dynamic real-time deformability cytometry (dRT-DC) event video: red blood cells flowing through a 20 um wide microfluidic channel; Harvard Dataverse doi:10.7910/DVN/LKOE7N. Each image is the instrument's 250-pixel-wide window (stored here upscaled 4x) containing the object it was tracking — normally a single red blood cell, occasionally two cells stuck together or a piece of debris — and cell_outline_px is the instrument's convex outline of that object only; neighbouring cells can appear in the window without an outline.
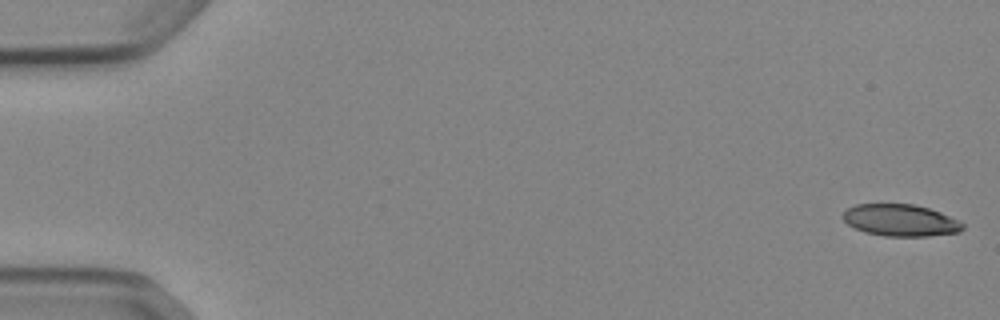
{"species": "Egyptian fruit bat (a non-hibernating species)", "species_latin": "Rousettus aegyptiacus", "temperature_condition": "cold", "stored_images_in_passage": 52, "camera_frame_rate_fps": 3000, "um_per_image_px": 0.085, "animal": {"sex": "female"}, "frame": {"image": 1, "passage_image": 1, "time_ms": 0.0, "image_size_px": [1000, 320], "cell_outline_px": [[964, 228], [960, 232], [928, 236], [884, 236], [864, 232], [848, 224], [840, 216], [848, 208], [856, 204], [912, 204], [928, 208], [940, 212], [964, 224]], "centroid_in_image_um": [76.52, 18.73], "position_along_channel_um": 8.5, "area_um2": 22.14}}
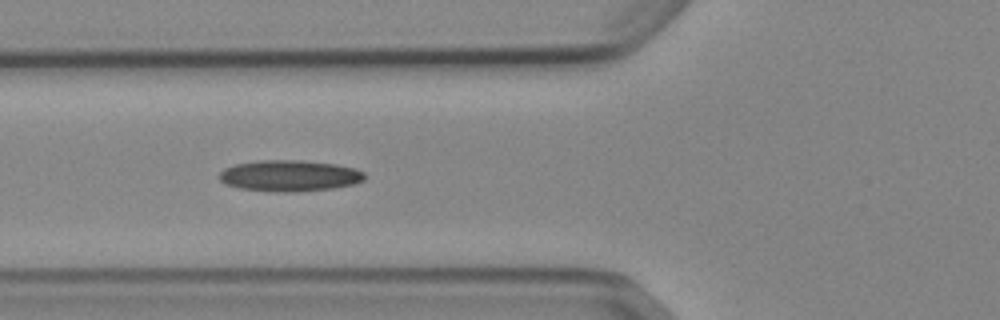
{"frame": {"image": 2, "passage_image": 20, "time_ms": 6.333, "image_size_px": [1000, 320], "cell_outline_px": [[364, 180], [356, 184], [336, 188], [296, 192], [276, 192], [240, 188], [224, 184], [220, 180], [220, 172], [224, 168], [232, 164], [260, 160], [300, 160], [336, 164], [356, 168], [364, 172]], "centroid_in_image_um": [24.62, 14.94], "position_along_channel_um": 101.2, "area_um2": 26.76}}
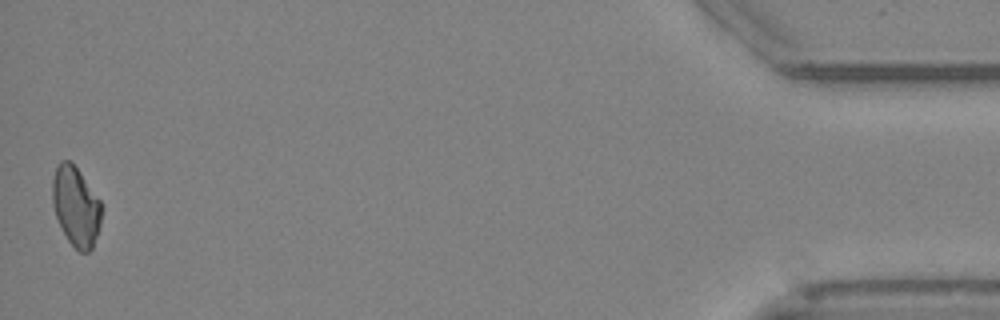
{"frame": {"image": 3, "passage_image": 52, "time_ms": 17.0, "image_size_px": [1000, 320], "cell_outline_px": [[104, 208], [100, 224], [92, 248], [88, 252], [80, 252], [68, 240], [56, 216], [52, 204], [52, 180], [56, 168], [60, 160], [72, 160], [100, 200]], "centroid_in_image_um": [6.46, 17.5], "position_along_channel_um": 428.7, "area_um2": 22.89}}